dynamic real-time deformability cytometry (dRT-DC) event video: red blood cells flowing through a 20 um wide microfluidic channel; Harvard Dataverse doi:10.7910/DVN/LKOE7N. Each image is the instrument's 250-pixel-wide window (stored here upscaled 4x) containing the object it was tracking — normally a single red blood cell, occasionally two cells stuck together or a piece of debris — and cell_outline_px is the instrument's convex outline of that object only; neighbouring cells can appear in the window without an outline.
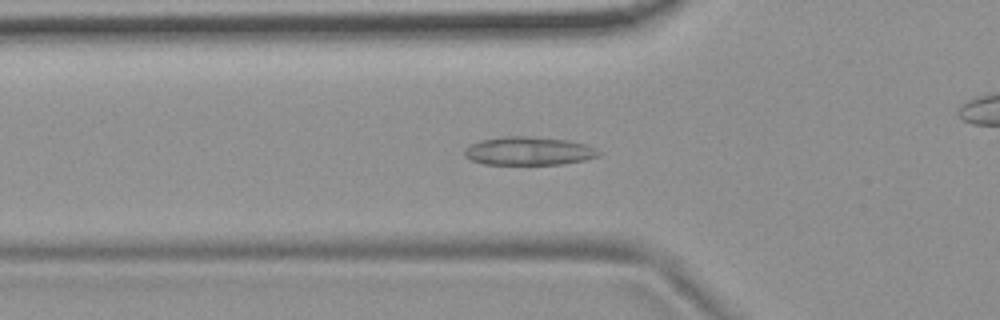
{"species": "common noctule bat (a hibernating species)", "species_latin": "Nyctalus noctula", "temperature_condition": "room temperature", "stored_images_in_passage": 33, "camera_frame_rate_fps": 3000, "um_per_image_px": 0.085, "animal": {"sex": "female", "body_mass_g": 19.9}, "frame": {"image": 1, "passage_image": 5, "time_ms": 1.333, "image_size_px": [1000, 320], "cell_outline_px": [[604, 152], [600, 156], [584, 160], [560, 164], [484, 164], [472, 160], [464, 156], [464, 152], [472, 144], [480, 140], [504, 136], [528, 136], [568, 140], [584, 144], [596, 148]], "centroid_in_image_um": [44.99, 12.83], "position_along_channel_um": 80.8, "area_um2": 22.14}}
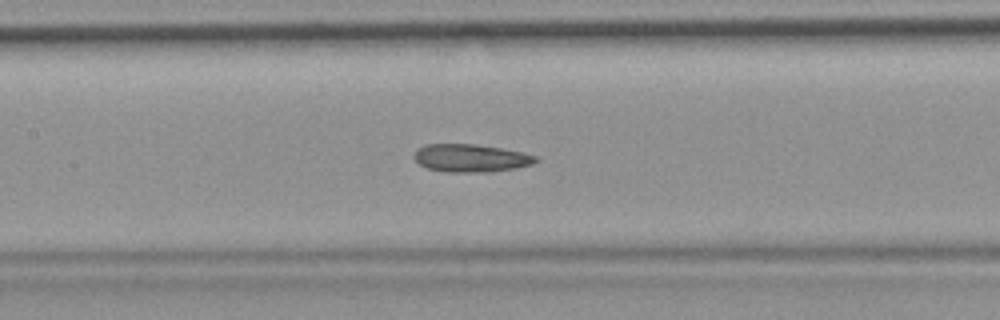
{"frame": {"image": 2, "passage_image": 12, "time_ms": 3.667, "image_size_px": [1000, 320], "cell_outline_px": [[540, 160], [532, 164], [516, 168], [492, 172], [444, 172], [428, 168], [420, 164], [416, 160], [416, 152], [424, 144], [472, 144], [500, 148], [524, 152], [536, 156]], "centroid_in_image_um": [40.08, 13.44], "position_along_channel_um": 167.3, "area_um2": 19.65}}
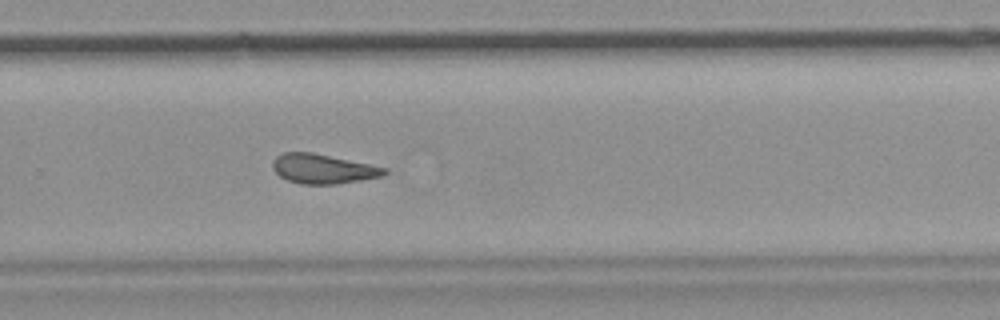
{"frame": {"image": 3, "passage_image": 23, "time_ms": 7.333, "image_size_px": [1000, 320], "cell_outline_px": [[388, 172], [384, 176], [336, 184], [300, 184], [288, 180], [280, 176], [272, 168], [272, 160], [276, 156], [284, 152], [312, 152], [388, 168]], "centroid_in_image_um": [27.45, 14.35], "position_along_channel_um": 302.4, "area_um2": 19.25}, "authors_computed_cell_mechanics": {"area_um2": 19.652, "velocity_mm_per_s": 3.6947, "shape_relaxation_time_tau1_ms": null, "shape_relaxation_time_tau2_ms": 7.0946, "deformation_change_tau1": null, "deformation_change_tau2": 0.155}}